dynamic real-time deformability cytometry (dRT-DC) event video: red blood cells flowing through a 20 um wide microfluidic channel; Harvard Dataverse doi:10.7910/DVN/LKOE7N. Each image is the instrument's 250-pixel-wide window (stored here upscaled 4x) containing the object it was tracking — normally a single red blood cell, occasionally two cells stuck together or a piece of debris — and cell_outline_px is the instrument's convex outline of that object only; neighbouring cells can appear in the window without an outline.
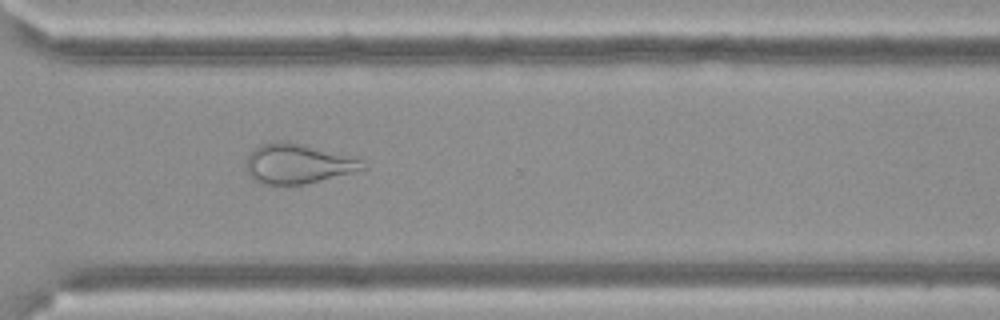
{"species": "Egyptian fruit bat (a non-hibernating species)", "species_latin": "Rousettus aegyptiacus", "temperature_condition": "cold", "stored_images_in_passage": 58, "camera_frame_rate_fps": 3000, "um_per_image_px": 0.085, "frame": {"image": 1, "passage_image": 43, "time_ms": 14.0, "image_size_px": [1000, 320], "cell_outline_px": [[368, 168], [304, 184], [260, 184], [252, 180], [248, 172], [248, 152], [260, 144], [280, 140], [288, 140], [364, 160]], "centroid_in_image_um": [25.29, 13.9], "position_along_channel_um": 345.3, "area_um2": 26.93}}
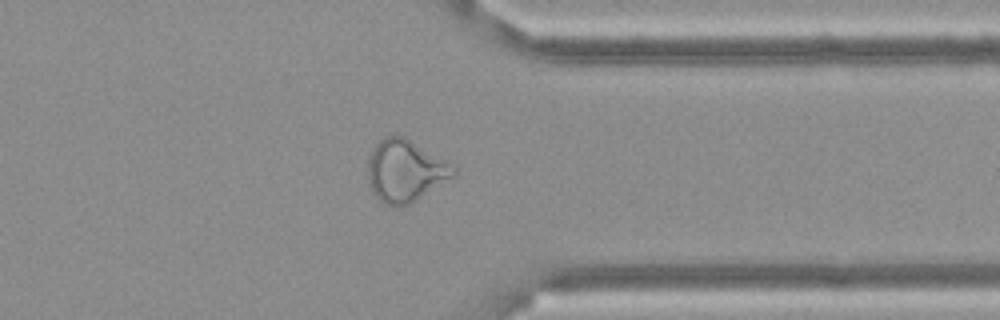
{"frame": {"image": 2, "passage_image": 46, "time_ms": 15.0, "image_size_px": [1000, 320], "cell_outline_px": [[456, 176], [408, 204], [384, 204], [372, 192], [368, 180], [368, 160], [376, 144], [384, 136], [404, 136], [452, 164], [456, 168]], "centroid_in_image_um": [34.45, 14.5], "position_along_channel_um": 376.9, "area_um2": 30.46}}
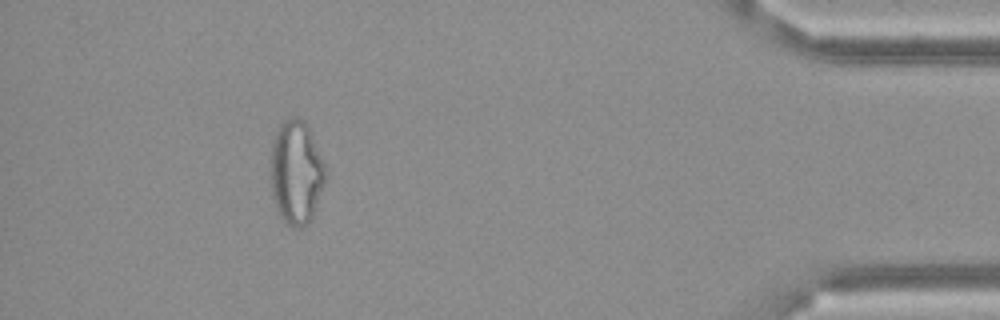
{"frame": {"image": 3, "passage_image": 53, "time_ms": 17.333, "image_size_px": [1000, 320], "cell_outline_px": [[328, 172], [324, 184], [312, 216], [300, 228], [292, 228], [280, 216], [276, 208], [272, 196], [272, 140], [276, 128], [284, 120], [292, 116], [296, 116], [304, 120], [308, 124]], "centroid_in_image_um": [25.19, 14.59], "position_along_channel_um": 410.0, "area_um2": 33.18}}